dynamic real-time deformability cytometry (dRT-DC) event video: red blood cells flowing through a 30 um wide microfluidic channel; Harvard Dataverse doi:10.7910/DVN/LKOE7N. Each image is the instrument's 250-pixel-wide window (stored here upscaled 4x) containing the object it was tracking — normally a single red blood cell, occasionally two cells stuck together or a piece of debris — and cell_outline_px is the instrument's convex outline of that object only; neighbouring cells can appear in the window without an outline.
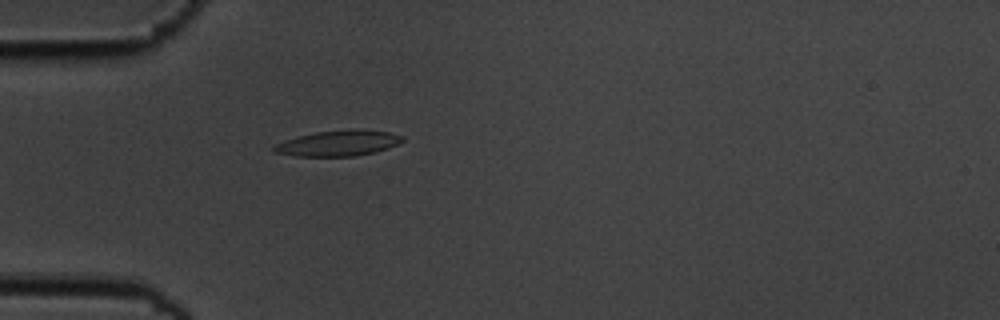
{"species": "common noctule bat (a hibernating species)", "species_latin": "Nyctalus noctula", "temperature_condition": "cold", "stored_images_in_passage": 46, "camera_frame_rate_fps": 3000, "um_per_image_px": 0.085, "animal": {"sex": "male", "body_mass_g": 19.5, "forearm_length_mm": 54.6}, "frame": {"image": 1, "passage_image": 7, "time_ms": 2.0, "image_size_px": [1000, 320], "cell_outline_px": [[404, 140], [388, 148], [376, 152], [356, 156], [296, 156], [272, 152], [272, 148], [276, 144], [284, 140], [316, 132], [356, 128], [388, 132], [404, 136]], "centroid_in_image_um": [28.76, 12.17], "position_along_channel_um": 56.2, "area_um2": 19.25}}
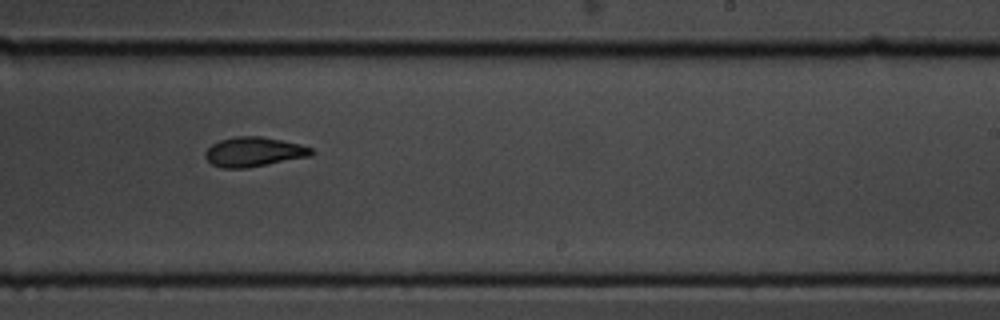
{"frame": {"image": 2, "passage_image": 25, "time_ms": 8.0, "image_size_px": [1000, 320], "cell_outline_px": [[312, 156], [248, 168], [220, 168], [212, 164], [204, 156], [204, 152], [212, 144], [220, 140], [236, 136], [260, 136], [300, 144], [312, 148]], "centroid_in_image_um": [21.56, 12.92], "position_along_channel_um": 267.4, "area_um2": 18.32}}
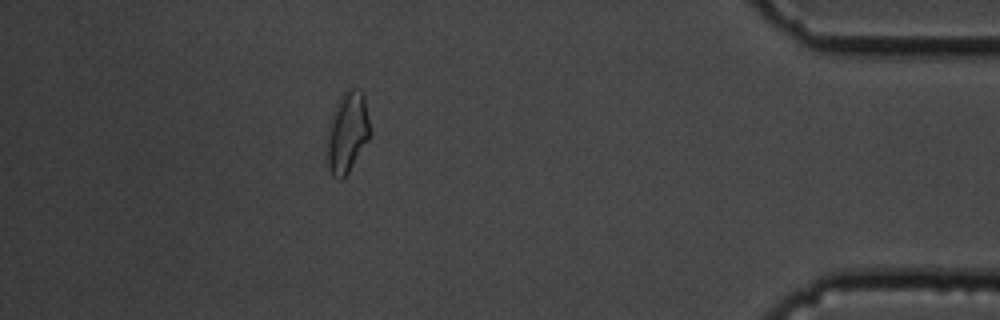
{"frame": {"image": 3, "passage_image": 40, "time_ms": 13.0, "image_size_px": [1000, 320], "cell_outline_px": [[372, 136], [348, 172], [340, 180], [332, 176], [328, 168], [328, 124], [332, 112], [336, 104], [344, 92], [348, 88], [360, 88], [364, 92], [372, 132]], "centroid_in_image_um": [29.57, 11.2], "position_along_channel_um": 405.6, "area_um2": 20.63}, "authors_computed_cell_mechanics": {"area_um2": 18.6694, "velocity_mm_per_s": 3.6392, "shape_relaxation_time_tau1_ms": 8.3063, "shape_relaxation_time_tau2_ms": 3.0642, "deformation_change_tau1": 0.1898, "deformation_change_tau2": 0.0982}}